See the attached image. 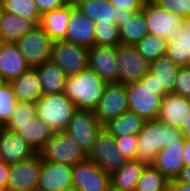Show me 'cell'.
<instances>
[{"instance_id": "obj_7", "label": "cell", "mask_w": 190, "mask_h": 191, "mask_svg": "<svg viewBox=\"0 0 190 191\" xmlns=\"http://www.w3.org/2000/svg\"><path fill=\"white\" fill-rule=\"evenodd\" d=\"M144 12L148 33L164 37L168 42L180 34L181 25L186 21L179 14L160 8L151 0H146Z\"/></svg>"}, {"instance_id": "obj_4", "label": "cell", "mask_w": 190, "mask_h": 191, "mask_svg": "<svg viewBox=\"0 0 190 191\" xmlns=\"http://www.w3.org/2000/svg\"><path fill=\"white\" fill-rule=\"evenodd\" d=\"M36 114L53 132L65 131L77 111L75 104L63 92L44 94L36 102Z\"/></svg>"}, {"instance_id": "obj_14", "label": "cell", "mask_w": 190, "mask_h": 191, "mask_svg": "<svg viewBox=\"0 0 190 191\" xmlns=\"http://www.w3.org/2000/svg\"><path fill=\"white\" fill-rule=\"evenodd\" d=\"M72 184L80 191H107L110 174L87 158L72 166Z\"/></svg>"}, {"instance_id": "obj_3", "label": "cell", "mask_w": 190, "mask_h": 191, "mask_svg": "<svg viewBox=\"0 0 190 191\" xmlns=\"http://www.w3.org/2000/svg\"><path fill=\"white\" fill-rule=\"evenodd\" d=\"M106 85L101 77L87 68L78 74L67 76L63 93L75 104L77 110L94 111Z\"/></svg>"}, {"instance_id": "obj_32", "label": "cell", "mask_w": 190, "mask_h": 191, "mask_svg": "<svg viewBox=\"0 0 190 191\" xmlns=\"http://www.w3.org/2000/svg\"><path fill=\"white\" fill-rule=\"evenodd\" d=\"M119 34L123 45H135L142 40L148 34L144 12L134 13L131 19L119 27Z\"/></svg>"}, {"instance_id": "obj_36", "label": "cell", "mask_w": 190, "mask_h": 191, "mask_svg": "<svg viewBox=\"0 0 190 191\" xmlns=\"http://www.w3.org/2000/svg\"><path fill=\"white\" fill-rule=\"evenodd\" d=\"M119 44H121V40L116 23L95 22L94 45L118 46Z\"/></svg>"}, {"instance_id": "obj_10", "label": "cell", "mask_w": 190, "mask_h": 191, "mask_svg": "<svg viewBox=\"0 0 190 191\" xmlns=\"http://www.w3.org/2000/svg\"><path fill=\"white\" fill-rule=\"evenodd\" d=\"M88 48L65 40L54 41L50 61L57 64L66 76L88 68Z\"/></svg>"}, {"instance_id": "obj_35", "label": "cell", "mask_w": 190, "mask_h": 191, "mask_svg": "<svg viewBox=\"0 0 190 191\" xmlns=\"http://www.w3.org/2000/svg\"><path fill=\"white\" fill-rule=\"evenodd\" d=\"M4 11L34 20L38 25L41 14L34 0H6L3 4Z\"/></svg>"}, {"instance_id": "obj_24", "label": "cell", "mask_w": 190, "mask_h": 191, "mask_svg": "<svg viewBox=\"0 0 190 191\" xmlns=\"http://www.w3.org/2000/svg\"><path fill=\"white\" fill-rule=\"evenodd\" d=\"M38 24L32 20L8 12H3L0 20V42L16 43Z\"/></svg>"}, {"instance_id": "obj_1", "label": "cell", "mask_w": 190, "mask_h": 191, "mask_svg": "<svg viewBox=\"0 0 190 191\" xmlns=\"http://www.w3.org/2000/svg\"><path fill=\"white\" fill-rule=\"evenodd\" d=\"M9 131L15 132L37 153L43 148L45 142L54 135L36 114V103L18 101L13 115L4 126Z\"/></svg>"}, {"instance_id": "obj_18", "label": "cell", "mask_w": 190, "mask_h": 191, "mask_svg": "<svg viewBox=\"0 0 190 191\" xmlns=\"http://www.w3.org/2000/svg\"><path fill=\"white\" fill-rule=\"evenodd\" d=\"M72 187V166L43 161L37 186L38 189L66 191Z\"/></svg>"}, {"instance_id": "obj_30", "label": "cell", "mask_w": 190, "mask_h": 191, "mask_svg": "<svg viewBox=\"0 0 190 191\" xmlns=\"http://www.w3.org/2000/svg\"><path fill=\"white\" fill-rule=\"evenodd\" d=\"M76 7L94 22L117 25V9L108 0H81Z\"/></svg>"}, {"instance_id": "obj_47", "label": "cell", "mask_w": 190, "mask_h": 191, "mask_svg": "<svg viewBox=\"0 0 190 191\" xmlns=\"http://www.w3.org/2000/svg\"><path fill=\"white\" fill-rule=\"evenodd\" d=\"M176 180L180 183L190 184V165L185 166Z\"/></svg>"}, {"instance_id": "obj_9", "label": "cell", "mask_w": 190, "mask_h": 191, "mask_svg": "<svg viewBox=\"0 0 190 191\" xmlns=\"http://www.w3.org/2000/svg\"><path fill=\"white\" fill-rule=\"evenodd\" d=\"M54 40L38 25L15 44L29 67H37L50 61Z\"/></svg>"}, {"instance_id": "obj_27", "label": "cell", "mask_w": 190, "mask_h": 191, "mask_svg": "<svg viewBox=\"0 0 190 191\" xmlns=\"http://www.w3.org/2000/svg\"><path fill=\"white\" fill-rule=\"evenodd\" d=\"M145 120L132 111H126L103 124L109 134L114 137L137 135L143 128Z\"/></svg>"}, {"instance_id": "obj_5", "label": "cell", "mask_w": 190, "mask_h": 191, "mask_svg": "<svg viewBox=\"0 0 190 191\" xmlns=\"http://www.w3.org/2000/svg\"><path fill=\"white\" fill-rule=\"evenodd\" d=\"M38 154L43 161L69 166L87 159V152L65 131L54 132Z\"/></svg>"}, {"instance_id": "obj_2", "label": "cell", "mask_w": 190, "mask_h": 191, "mask_svg": "<svg viewBox=\"0 0 190 191\" xmlns=\"http://www.w3.org/2000/svg\"><path fill=\"white\" fill-rule=\"evenodd\" d=\"M181 139L182 133L178 128L168 126L159 119L146 120L137 134L136 160L152 165L158 152Z\"/></svg>"}, {"instance_id": "obj_39", "label": "cell", "mask_w": 190, "mask_h": 191, "mask_svg": "<svg viewBox=\"0 0 190 191\" xmlns=\"http://www.w3.org/2000/svg\"><path fill=\"white\" fill-rule=\"evenodd\" d=\"M173 94L190 99V67H180L174 84Z\"/></svg>"}, {"instance_id": "obj_49", "label": "cell", "mask_w": 190, "mask_h": 191, "mask_svg": "<svg viewBox=\"0 0 190 191\" xmlns=\"http://www.w3.org/2000/svg\"><path fill=\"white\" fill-rule=\"evenodd\" d=\"M179 130L182 133V138L190 139V115L186 120H183V123Z\"/></svg>"}, {"instance_id": "obj_33", "label": "cell", "mask_w": 190, "mask_h": 191, "mask_svg": "<svg viewBox=\"0 0 190 191\" xmlns=\"http://www.w3.org/2000/svg\"><path fill=\"white\" fill-rule=\"evenodd\" d=\"M139 54L148 62L166 55L168 41L161 36L148 33L142 40L134 45Z\"/></svg>"}, {"instance_id": "obj_52", "label": "cell", "mask_w": 190, "mask_h": 191, "mask_svg": "<svg viewBox=\"0 0 190 191\" xmlns=\"http://www.w3.org/2000/svg\"><path fill=\"white\" fill-rule=\"evenodd\" d=\"M4 12V7H3V4H0V20H1V16Z\"/></svg>"}, {"instance_id": "obj_22", "label": "cell", "mask_w": 190, "mask_h": 191, "mask_svg": "<svg viewBox=\"0 0 190 191\" xmlns=\"http://www.w3.org/2000/svg\"><path fill=\"white\" fill-rule=\"evenodd\" d=\"M29 68L15 43L0 42V77L4 82L19 77Z\"/></svg>"}, {"instance_id": "obj_38", "label": "cell", "mask_w": 190, "mask_h": 191, "mask_svg": "<svg viewBox=\"0 0 190 191\" xmlns=\"http://www.w3.org/2000/svg\"><path fill=\"white\" fill-rule=\"evenodd\" d=\"M157 6L190 20V0H151Z\"/></svg>"}, {"instance_id": "obj_42", "label": "cell", "mask_w": 190, "mask_h": 191, "mask_svg": "<svg viewBox=\"0 0 190 191\" xmlns=\"http://www.w3.org/2000/svg\"><path fill=\"white\" fill-rule=\"evenodd\" d=\"M34 2L41 15L65 5L62 0H34Z\"/></svg>"}, {"instance_id": "obj_13", "label": "cell", "mask_w": 190, "mask_h": 191, "mask_svg": "<svg viewBox=\"0 0 190 191\" xmlns=\"http://www.w3.org/2000/svg\"><path fill=\"white\" fill-rule=\"evenodd\" d=\"M42 165L43 160L38 153L28 160L11 164L7 189L11 191H35Z\"/></svg>"}, {"instance_id": "obj_17", "label": "cell", "mask_w": 190, "mask_h": 191, "mask_svg": "<svg viewBox=\"0 0 190 191\" xmlns=\"http://www.w3.org/2000/svg\"><path fill=\"white\" fill-rule=\"evenodd\" d=\"M37 152L13 131L0 128V161L15 164L32 158Z\"/></svg>"}, {"instance_id": "obj_16", "label": "cell", "mask_w": 190, "mask_h": 191, "mask_svg": "<svg viewBox=\"0 0 190 191\" xmlns=\"http://www.w3.org/2000/svg\"><path fill=\"white\" fill-rule=\"evenodd\" d=\"M116 46L93 45L88 50V68L107 84L118 83Z\"/></svg>"}, {"instance_id": "obj_23", "label": "cell", "mask_w": 190, "mask_h": 191, "mask_svg": "<svg viewBox=\"0 0 190 191\" xmlns=\"http://www.w3.org/2000/svg\"><path fill=\"white\" fill-rule=\"evenodd\" d=\"M18 101L35 103L44 95L39 73L36 68H29L19 77L9 81Z\"/></svg>"}, {"instance_id": "obj_25", "label": "cell", "mask_w": 190, "mask_h": 191, "mask_svg": "<svg viewBox=\"0 0 190 191\" xmlns=\"http://www.w3.org/2000/svg\"><path fill=\"white\" fill-rule=\"evenodd\" d=\"M71 16V6L45 12L41 15L39 26L54 40H64Z\"/></svg>"}, {"instance_id": "obj_28", "label": "cell", "mask_w": 190, "mask_h": 191, "mask_svg": "<svg viewBox=\"0 0 190 191\" xmlns=\"http://www.w3.org/2000/svg\"><path fill=\"white\" fill-rule=\"evenodd\" d=\"M166 56L180 67L188 66L190 61V20H186L180 34L168 42Z\"/></svg>"}, {"instance_id": "obj_54", "label": "cell", "mask_w": 190, "mask_h": 191, "mask_svg": "<svg viewBox=\"0 0 190 191\" xmlns=\"http://www.w3.org/2000/svg\"><path fill=\"white\" fill-rule=\"evenodd\" d=\"M6 0H0V4H4Z\"/></svg>"}, {"instance_id": "obj_26", "label": "cell", "mask_w": 190, "mask_h": 191, "mask_svg": "<svg viewBox=\"0 0 190 191\" xmlns=\"http://www.w3.org/2000/svg\"><path fill=\"white\" fill-rule=\"evenodd\" d=\"M179 68L180 66L173 63L166 55L149 63V72L155 76L159 83V95L162 98L168 93H173Z\"/></svg>"}, {"instance_id": "obj_15", "label": "cell", "mask_w": 190, "mask_h": 191, "mask_svg": "<svg viewBox=\"0 0 190 191\" xmlns=\"http://www.w3.org/2000/svg\"><path fill=\"white\" fill-rule=\"evenodd\" d=\"M128 111L127 92L125 85L119 83L107 84L99 103L94 110L96 118L103 125Z\"/></svg>"}, {"instance_id": "obj_44", "label": "cell", "mask_w": 190, "mask_h": 191, "mask_svg": "<svg viewBox=\"0 0 190 191\" xmlns=\"http://www.w3.org/2000/svg\"><path fill=\"white\" fill-rule=\"evenodd\" d=\"M168 191H190V184L180 183L176 179L169 181Z\"/></svg>"}, {"instance_id": "obj_11", "label": "cell", "mask_w": 190, "mask_h": 191, "mask_svg": "<svg viewBox=\"0 0 190 191\" xmlns=\"http://www.w3.org/2000/svg\"><path fill=\"white\" fill-rule=\"evenodd\" d=\"M116 54L119 84L140 81L149 72V63L134 45L119 44L116 46Z\"/></svg>"}, {"instance_id": "obj_43", "label": "cell", "mask_w": 190, "mask_h": 191, "mask_svg": "<svg viewBox=\"0 0 190 191\" xmlns=\"http://www.w3.org/2000/svg\"><path fill=\"white\" fill-rule=\"evenodd\" d=\"M10 164L0 161V190L7 188Z\"/></svg>"}, {"instance_id": "obj_45", "label": "cell", "mask_w": 190, "mask_h": 191, "mask_svg": "<svg viewBox=\"0 0 190 191\" xmlns=\"http://www.w3.org/2000/svg\"><path fill=\"white\" fill-rule=\"evenodd\" d=\"M140 81L147 83L151 88L157 90V95H159V83L151 72H148Z\"/></svg>"}, {"instance_id": "obj_21", "label": "cell", "mask_w": 190, "mask_h": 191, "mask_svg": "<svg viewBox=\"0 0 190 191\" xmlns=\"http://www.w3.org/2000/svg\"><path fill=\"white\" fill-rule=\"evenodd\" d=\"M189 115L190 99L173 93H168L162 98L158 119L164 124L179 129Z\"/></svg>"}, {"instance_id": "obj_55", "label": "cell", "mask_w": 190, "mask_h": 191, "mask_svg": "<svg viewBox=\"0 0 190 191\" xmlns=\"http://www.w3.org/2000/svg\"><path fill=\"white\" fill-rule=\"evenodd\" d=\"M0 191H11V190L5 188V189H2V190H0Z\"/></svg>"}, {"instance_id": "obj_48", "label": "cell", "mask_w": 190, "mask_h": 191, "mask_svg": "<svg viewBox=\"0 0 190 191\" xmlns=\"http://www.w3.org/2000/svg\"><path fill=\"white\" fill-rule=\"evenodd\" d=\"M183 163L184 166L190 165V139H184Z\"/></svg>"}, {"instance_id": "obj_6", "label": "cell", "mask_w": 190, "mask_h": 191, "mask_svg": "<svg viewBox=\"0 0 190 191\" xmlns=\"http://www.w3.org/2000/svg\"><path fill=\"white\" fill-rule=\"evenodd\" d=\"M128 110L146 120L158 119L162 97L157 90L141 81L125 84Z\"/></svg>"}, {"instance_id": "obj_20", "label": "cell", "mask_w": 190, "mask_h": 191, "mask_svg": "<svg viewBox=\"0 0 190 191\" xmlns=\"http://www.w3.org/2000/svg\"><path fill=\"white\" fill-rule=\"evenodd\" d=\"M184 138L164 147L157 153L152 166L159 170L169 181L175 180L185 167L183 163Z\"/></svg>"}, {"instance_id": "obj_40", "label": "cell", "mask_w": 190, "mask_h": 191, "mask_svg": "<svg viewBox=\"0 0 190 191\" xmlns=\"http://www.w3.org/2000/svg\"><path fill=\"white\" fill-rule=\"evenodd\" d=\"M115 143L117 149L128 160L136 159L137 156V135H125L121 137H115Z\"/></svg>"}, {"instance_id": "obj_57", "label": "cell", "mask_w": 190, "mask_h": 191, "mask_svg": "<svg viewBox=\"0 0 190 191\" xmlns=\"http://www.w3.org/2000/svg\"><path fill=\"white\" fill-rule=\"evenodd\" d=\"M4 81L1 79V77H0V85L3 83Z\"/></svg>"}, {"instance_id": "obj_46", "label": "cell", "mask_w": 190, "mask_h": 191, "mask_svg": "<svg viewBox=\"0 0 190 191\" xmlns=\"http://www.w3.org/2000/svg\"><path fill=\"white\" fill-rule=\"evenodd\" d=\"M133 14L134 13L126 10L117 9V26L120 27L124 25L128 19H131Z\"/></svg>"}, {"instance_id": "obj_29", "label": "cell", "mask_w": 190, "mask_h": 191, "mask_svg": "<svg viewBox=\"0 0 190 191\" xmlns=\"http://www.w3.org/2000/svg\"><path fill=\"white\" fill-rule=\"evenodd\" d=\"M145 164L136 159L128 160L119 170L110 175L111 185L123 191H135Z\"/></svg>"}, {"instance_id": "obj_37", "label": "cell", "mask_w": 190, "mask_h": 191, "mask_svg": "<svg viewBox=\"0 0 190 191\" xmlns=\"http://www.w3.org/2000/svg\"><path fill=\"white\" fill-rule=\"evenodd\" d=\"M18 103L9 82L0 85V127H4L10 120Z\"/></svg>"}, {"instance_id": "obj_19", "label": "cell", "mask_w": 190, "mask_h": 191, "mask_svg": "<svg viewBox=\"0 0 190 191\" xmlns=\"http://www.w3.org/2000/svg\"><path fill=\"white\" fill-rule=\"evenodd\" d=\"M95 22L87 18L76 6H71L65 41L85 48L94 45Z\"/></svg>"}, {"instance_id": "obj_41", "label": "cell", "mask_w": 190, "mask_h": 191, "mask_svg": "<svg viewBox=\"0 0 190 191\" xmlns=\"http://www.w3.org/2000/svg\"><path fill=\"white\" fill-rule=\"evenodd\" d=\"M116 9L126 10L132 13L142 11L146 0H108Z\"/></svg>"}, {"instance_id": "obj_50", "label": "cell", "mask_w": 190, "mask_h": 191, "mask_svg": "<svg viewBox=\"0 0 190 191\" xmlns=\"http://www.w3.org/2000/svg\"><path fill=\"white\" fill-rule=\"evenodd\" d=\"M65 5L68 6H77L81 0H62Z\"/></svg>"}, {"instance_id": "obj_12", "label": "cell", "mask_w": 190, "mask_h": 191, "mask_svg": "<svg viewBox=\"0 0 190 191\" xmlns=\"http://www.w3.org/2000/svg\"><path fill=\"white\" fill-rule=\"evenodd\" d=\"M102 128L103 125L96 118L94 111L77 110L70 119L65 132L88 153Z\"/></svg>"}, {"instance_id": "obj_8", "label": "cell", "mask_w": 190, "mask_h": 191, "mask_svg": "<svg viewBox=\"0 0 190 191\" xmlns=\"http://www.w3.org/2000/svg\"><path fill=\"white\" fill-rule=\"evenodd\" d=\"M87 158L110 175L122 168L128 161L117 149L115 137L103 128L97 135L93 147L87 153Z\"/></svg>"}, {"instance_id": "obj_56", "label": "cell", "mask_w": 190, "mask_h": 191, "mask_svg": "<svg viewBox=\"0 0 190 191\" xmlns=\"http://www.w3.org/2000/svg\"><path fill=\"white\" fill-rule=\"evenodd\" d=\"M35 191H46V190H42V189H38V188H37Z\"/></svg>"}, {"instance_id": "obj_51", "label": "cell", "mask_w": 190, "mask_h": 191, "mask_svg": "<svg viewBox=\"0 0 190 191\" xmlns=\"http://www.w3.org/2000/svg\"><path fill=\"white\" fill-rule=\"evenodd\" d=\"M107 191H123V190L117 189V188L113 187L112 185H110V186L108 187V190H107Z\"/></svg>"}, {"instance_id": "obj_53", "label": "cell", "mask_w": 190, "mask_h": 191, "mask_svg": "<svg viewBox=\"0 0 190 191\" xmlns=\"http://www.w3.org/2000/svg\"><path fill=\"white\" fill-rule=\"evenodd\" d=\"M66 191H80V190L72 187V188H70V189H68Z\"/></svg>"}, {"instance_id": "obj_34", "label": "cell", "mask_w": 190, "mask_h": 191, "mask_svg": "<svg viewBox=\"0 0 190 191\" xmlns=\"http://www.w3.org/2000/svg\"><path fill=\"white\" fill-rule=\"evenodd\" d=\"M169 180L152 165H146L140 174L135 191H168Z\"/></svg>"}, {"instance_id": "obj_31", "label": "cell", "mask_w": 190, "mask_h": 191, "mask_svg": "<svg viewBox=\"0 0 190 191\" xmlns=\"http://www.w3.org/2000/svg\"><path fill=\"white\" fill-rule=\"evenodd\" d=\"M35 68L39 73L44 94H55L64 91L67 76L57 64L47 61Z\"/></svg>"}]
</instances>
